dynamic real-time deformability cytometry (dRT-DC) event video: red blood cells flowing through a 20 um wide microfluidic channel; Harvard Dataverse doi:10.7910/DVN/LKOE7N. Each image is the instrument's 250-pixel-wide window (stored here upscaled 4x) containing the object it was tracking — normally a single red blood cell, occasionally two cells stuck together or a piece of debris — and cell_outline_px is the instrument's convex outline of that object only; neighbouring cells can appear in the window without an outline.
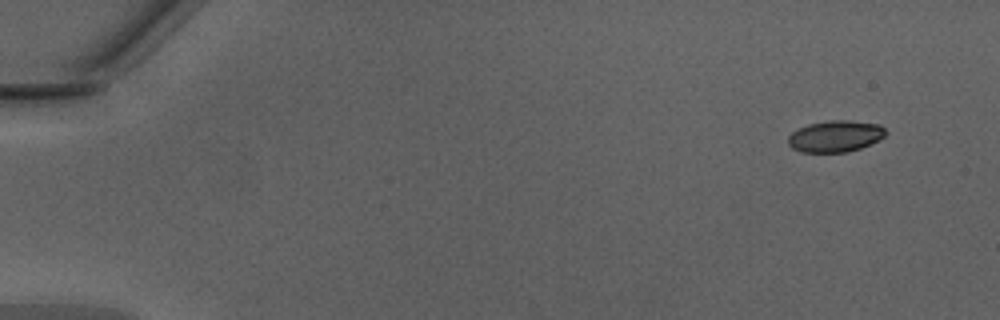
{"species": "Egyptian fruit bat (a non-hibernating species)", "species_latin": "Rousettus aegyptiacus", "temperature_condition": "warm", "stored_images_in_passage": 14, "camera_frame_rate_fps": 3000, "um_per_image_px": 0.085, "animal": {"sex": "male"}, "frame": {"image": 1, "passage_image": 1, "time_ms": 0.0, "image_size_px": [1000, 320], "cell_outline_px": [[888, 132], [884, 136], [860, 148], [848, 152], [800, 152], [792, 148], [788, 144], [788, 136], [792, 132], [808, 124], [828, 120], [848, 120], [880, 124]], "centroid_in_image_um": [70.99, 11.57], "position_along_channel_um": 14.0, "area_um2": 17.86}}
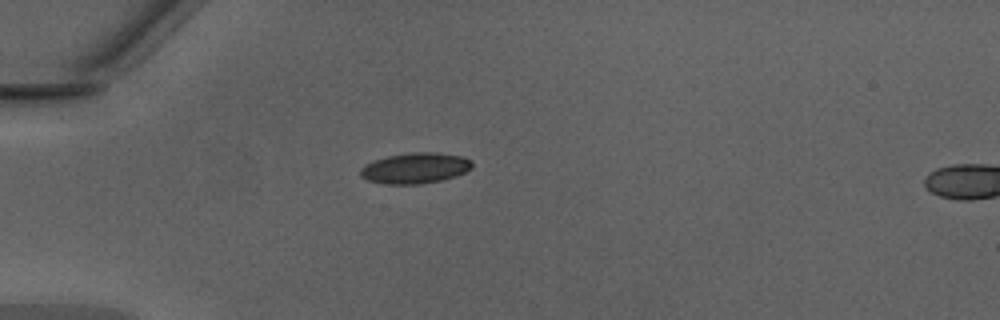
{"frame": {"image": 2, "passage_image": 12, "time_ms": 3.667, "image_size_px": [1000, 320], "cell_outline_px": [[472, 168], [456, 176], [440, 180], [420, 184], [388, 184], [368, 180], [360, 176], [360, 168], [364, 164], [388, 156], [416, 152], [432, 152], [464, 156], [472, 160]], "centroid_in_image_um": [35.3, 14.29], "position_along_channel_um": 49.7, "area_um2": 19.88}}